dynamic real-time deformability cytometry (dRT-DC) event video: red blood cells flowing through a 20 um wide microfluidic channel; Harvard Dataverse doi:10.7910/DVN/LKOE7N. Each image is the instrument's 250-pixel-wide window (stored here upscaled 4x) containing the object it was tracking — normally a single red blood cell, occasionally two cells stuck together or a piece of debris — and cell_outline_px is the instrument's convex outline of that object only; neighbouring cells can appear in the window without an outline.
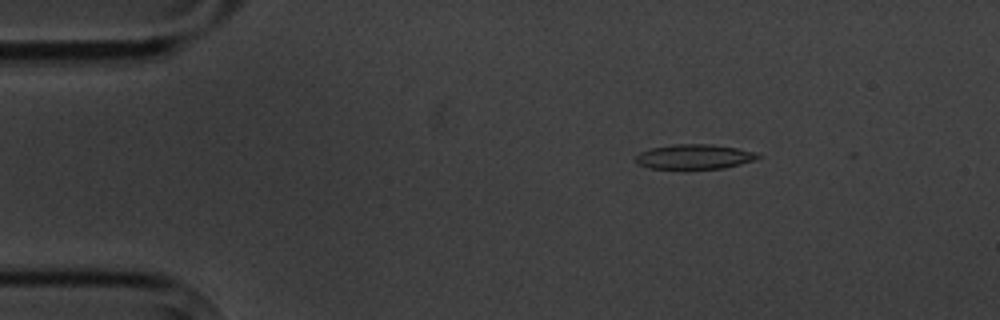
{"species": "common noctule bat (a hibernating species)", "species_latin": "Nyctalus noctula", "temperature_condition": "cold", "stored_images_in_passage": 3, "camera_frame_rate_fps": 3000, "um_per_image_px": 0.085, "animal": {"sex": "male", "body_mass_g": 20.1, "forearm_length_mm": 53.5}, "frame": {"image": 1, "passage_image": 1, "time_ms": 0.0, "image_size_px": [1000, 320], "cell_outline_px": [[764, 156], [756, 160], [724, 168], [648, 168], [636, 164], [636, 156], [640, 152], [652, 148], [676, 144], [712, 144], [736, 148], [756, 152]], "centroid_in_image_um": [59.06, 13.31], "position_along_channel_um": 25.9, "area_um2": 17.57}}